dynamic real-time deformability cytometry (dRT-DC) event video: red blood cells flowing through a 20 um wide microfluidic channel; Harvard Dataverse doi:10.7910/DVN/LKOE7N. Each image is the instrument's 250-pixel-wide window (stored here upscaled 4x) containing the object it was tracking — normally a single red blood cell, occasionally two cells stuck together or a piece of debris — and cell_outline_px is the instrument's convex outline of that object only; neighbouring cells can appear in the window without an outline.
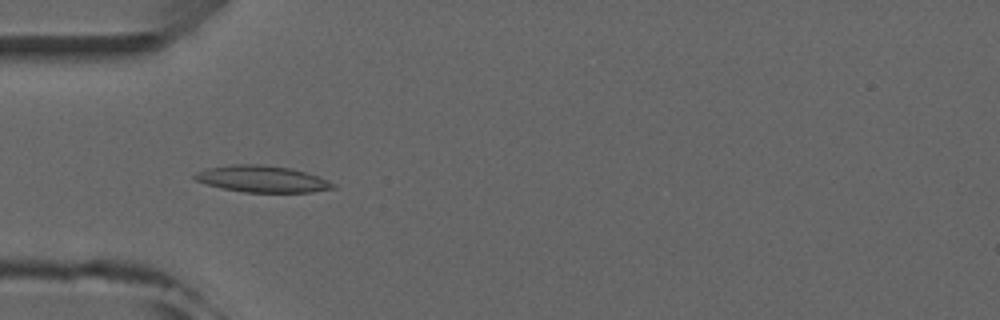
{"species": "common noctule bat (a hibernating species)", "species_latin": "Nyctalus noctula", "temperature_condition": "room temperature", "stored_images_in_passage": 4, "camera_frame_rate_fps": 3000, "um_per_image_px": 0.085, "animal": {"sex": "male", "forearm_length_mm": 52.5}, "frame": {"image": 1, "passage_image": 3, "time_ms": 3.0, "image_size_px": [1000, 320], "cell_outline_px": [[336, 188], [312, 192], [244, 192], [224, 188], [208, 184], [196, 180], [192, 176], [196, 172], [204, 168], [232, 164], [260, 164], [292, 168], [328, 180], [336, 184]], "centroid_in_image_um": [22.28, 15.2], "position_along_channel_um": 62.7, "area_um2": 21.39}}
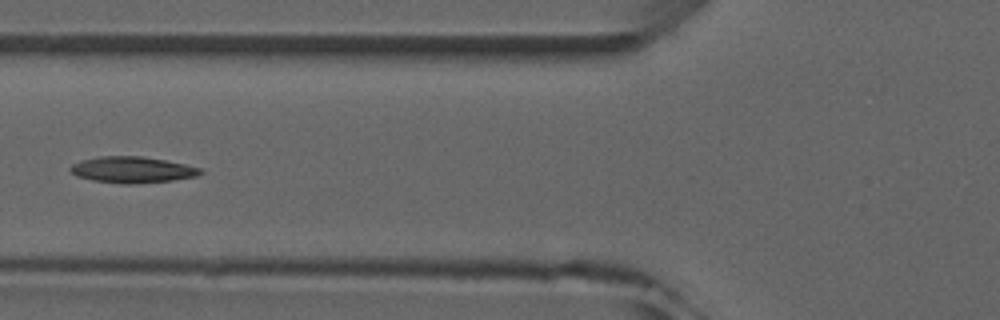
{"frame": {"image": 2, "passage_image": 4, "time_ms": 4.333, "image_size_px": [1000, 320], "cell_outline_px": [[204, 172], [196, 176], [172, 180], [132, 184], [128, 184], [92, 180], [76, 176], [68, 168], [72, 164], [80, 160], [100, 156], [140, 156], [164, 160], [184, 164], [200, 168]], "centroid_in_image_um": [11.21, 14.42], "position_along_channel_um": 114.6, "area_um2": 19.71}}